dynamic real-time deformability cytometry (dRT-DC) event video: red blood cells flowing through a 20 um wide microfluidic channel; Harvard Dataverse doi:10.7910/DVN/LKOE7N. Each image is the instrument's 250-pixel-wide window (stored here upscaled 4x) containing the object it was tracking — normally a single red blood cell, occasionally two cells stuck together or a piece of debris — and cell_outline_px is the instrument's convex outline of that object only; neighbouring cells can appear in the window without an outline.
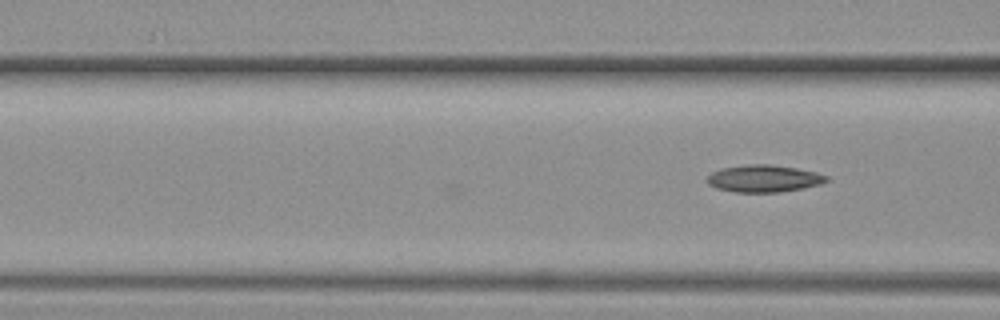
{"species": "common noctule bat (a hibernating species)", "species_latin": "Nyctalus noctula", "temperature_condition": "warm", "stored_images_in_passage": 9, "camera_frame_rate_fps": 3000, "um_per_image_px": 0.085, "animal": {"sex": "female", "body_mass_g": 19.3, "forearm_length_mm": 54.1}, "frame": {"image": 1, "passage_image": 9, "time_ms": 2.667, "image_size_px": [1000, 320], "cell_outline_px": [[828, 180], [820, 184], [804, 188], [780, 192], [736, 192], [716, 188], [708, 184], [708, 176], [712, 172], [720, 168], [748, 164], [768, 164], [796, 168], [816, 172], [828, 176]], "centroid_in_image_um": [64.93, 15.17], "position_along_channel_um": 101.7, "area_um2": 18.84}}